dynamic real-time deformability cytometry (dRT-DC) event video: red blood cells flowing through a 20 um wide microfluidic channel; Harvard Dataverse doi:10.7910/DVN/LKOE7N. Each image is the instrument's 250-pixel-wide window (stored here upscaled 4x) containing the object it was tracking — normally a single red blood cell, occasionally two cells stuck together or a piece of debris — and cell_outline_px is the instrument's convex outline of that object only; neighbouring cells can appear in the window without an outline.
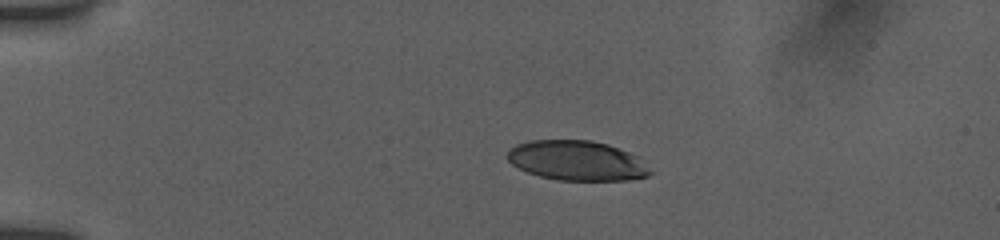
{"species": "human", "species_latin": "Homo sapiens", "temperature_condition": "room temperature", "stored_images_in_passage": 43, "camera_frame_rate_fps": 3000, "um_per_image_px": 0.085, "donor": {"sex": "female"}, "frame": {"image": 1, "passage_image": 1, "time_ms": 0.0, "image_size_px": [1000, 240], "cell_outline_px": [[652, 172], [648, 176], [628, 180], [556, 180], [540, 176], [528, 172], [512, 164], [504, 156], [516, 144], [528, 140], [592, 140], [608, 144], [628, 152], [636, 156]], "centroid_in_image_um": [49.0, 13.65], "position_along_channel_um": 36.0, "area_um2": 33.0}}
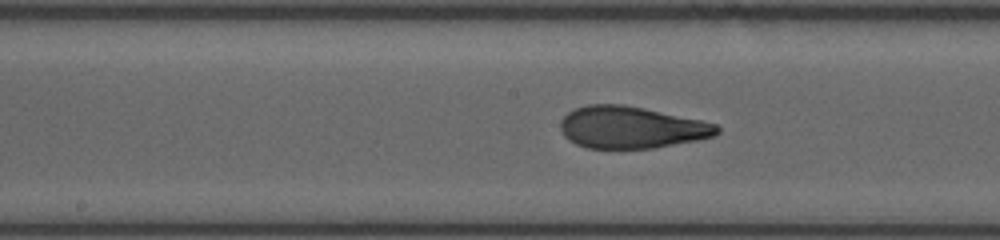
{"frame": {"image": 2, "passage_image": 18, "time_ms": 5.667, "image_size_px": [1000, 240], "cell_outline_px": [[720, 132], [716, 136], [696, 140], [652, 148], [584, 148], [568, 140], [564, 136], [560, 128], [560, 120], [568, 112], [576, 108], [588, 104], [624, 104], [644, 108], [700, 120], [716, 124], [720, 128]], "centroid_in_image_um": [53.63, 10.83], "position_along_channel_um": 194.6, "area_um2": 38.26}}
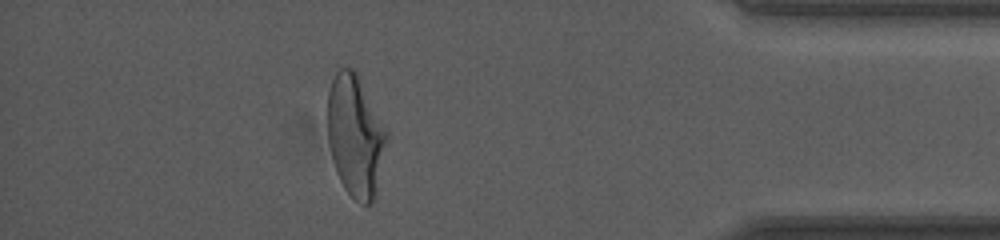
{"frame": {"image": 3, "passage_image": 37, "time_ms": 12.0, "image_size_px": [1000, 240], "cell_outline_px": [[388, 140], [372, 204], [360, 204], [344, 188], [336, 172], [328, 140], [328, 92], [336, 64], [352, 68], [356, 72], [388, 132]], "centroid_in_image_um": [30.19, 11.48], "position_along_channel_um": 405.0, "area_um2": 41.91}, "authors_computed_cell_mechanics": {"area_um2": 38.3214, "velocity_mm_per_s": 3.8778, "shape_relaxation_time_tau1_ms": 5.5294, "shape_relaxation_time_tau2_ms": 0.9303, "deformation_change_tau1": 0.225, "deformation_change_tau2": 0.0792}}